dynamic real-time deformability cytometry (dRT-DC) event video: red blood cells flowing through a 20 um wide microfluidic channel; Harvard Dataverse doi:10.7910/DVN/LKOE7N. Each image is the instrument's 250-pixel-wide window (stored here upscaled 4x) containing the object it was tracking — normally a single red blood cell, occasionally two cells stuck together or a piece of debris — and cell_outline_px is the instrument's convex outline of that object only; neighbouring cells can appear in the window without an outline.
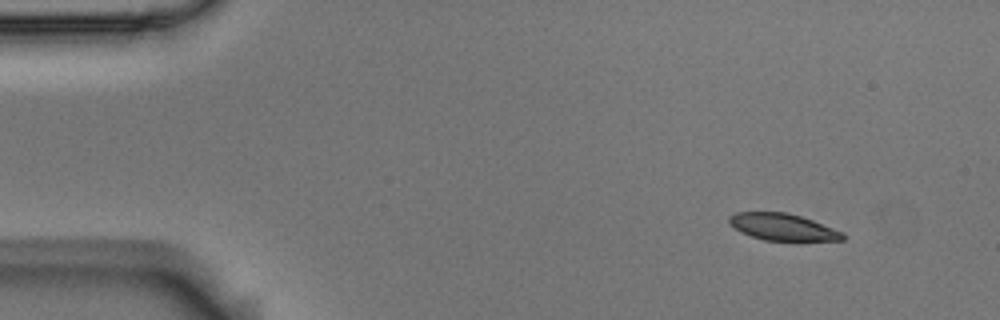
{"species": "Egyptian fruit bat (a non-hibernating species)", "species_latin": "Rousettus aegyptiacus", "temperature_condition": "room temperature", "stored_images_in_passage": 5, "camera_frame_rate_fps": 3000, "um_per_image_px": 0.085, "animal": {"sex": "male"}, "frame": {"image": 1, "passage_image": 1, "time_ms": 0.0, "image_size_px": [1000, 320], "cell_outline_px": [[844, 240], [796, 244], [764, 240], [740, 232], [728, 224], [728, 216], [736, 212], [788, 212], [812, 220], [844, 232]], "centroid_in_image_um": [66.58, 19.36], "position_along_channel_um": 18.4, "area_um2": 18.84}}
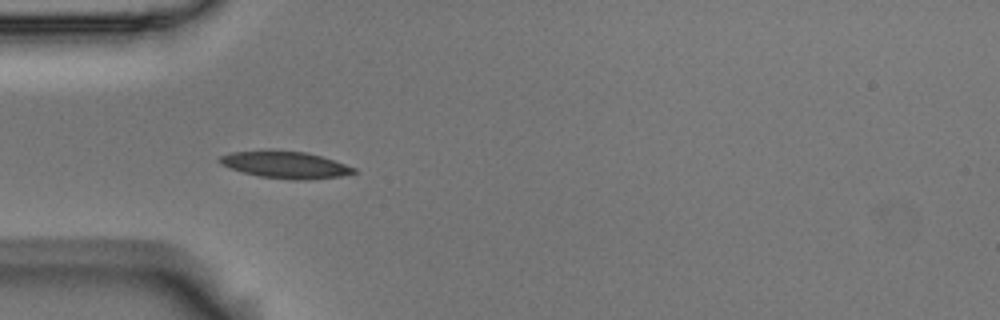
{"frame": {"image": 2, "passage_image": 4, "time_ms": 1.0, "image_size_px": [1000, 320], "cell_outline_px": [[356, 172], [340, 176], [308, 180], [292, 180], [260, 176], [244, 172], [220, 164], [216, 160], [220, 156], [228, 152], [264, 148], [268, 148], [308, 152], [356, 168]], "centroid_in_image_um": [24.17, 13.96], "position_along_channel_um": 60.8, "area_um2": 21.56}}
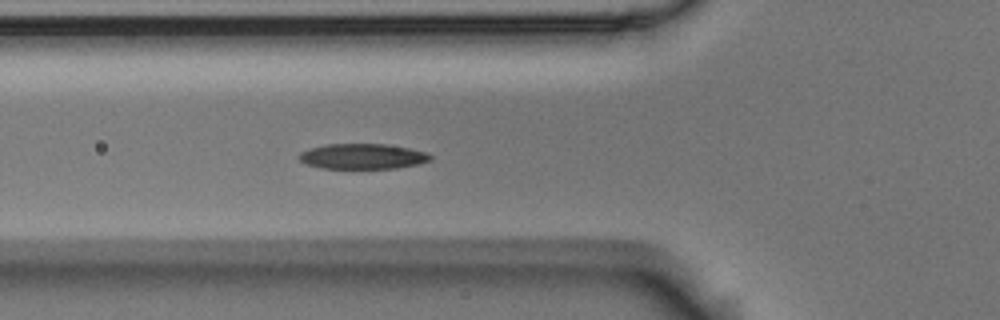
{"frame": {"image": 3, "passage_image": 5, "time_ms": 1.333, "image_size_px": [1000, 320], "cell_outline_px": [[432, 160], [420, 164], [396, 168], [320, 168], [304, 164], [296, 156], [300, 152], [308, 148], [324, 144], [388, 144], [412, 148], [428, 152], [432, 156]], "centroid_in_image_um": [30.82, 13.28], "position_along_channel_um": 95.0, "area_um2": 19.83}}